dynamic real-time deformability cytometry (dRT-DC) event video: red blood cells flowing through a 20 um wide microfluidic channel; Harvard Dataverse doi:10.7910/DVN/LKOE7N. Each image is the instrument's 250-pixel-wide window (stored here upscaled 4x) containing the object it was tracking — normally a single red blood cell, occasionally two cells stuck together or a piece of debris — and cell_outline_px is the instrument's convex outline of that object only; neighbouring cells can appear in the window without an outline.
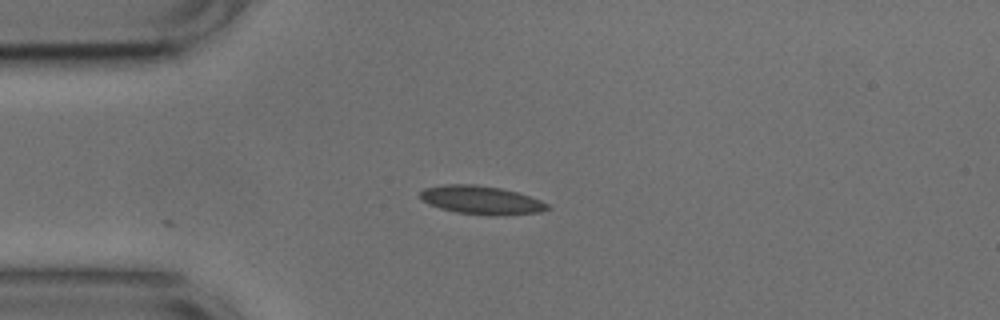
{"species": "common noctule bat (a hibernating species)", "species_latin": "Nyctalus noctula", "temperature_condition": "cold", "stored_images_in_passage": 3, "camera_frame_rate_fps": 3000, "um_per_image_px": 0.085, "animal": {"sex": "male", "body_mass_g": 17.9, "forearm_length_mm": 54.2}, "frame": {"image": 1, "passage_image": 1, "time_ms": 0.0, "image_size_px": [1000, 320], "cell_outline_px": [[552, 208], [540, 212], [504, 216], [492, 216], [456, 212], [440, 208], [428, 204], [420, 200], [416, 196], [424, 188], [444, 184], [476, 184], [500, 188], [516, 192], [540, 200], [548, 204]], "centroid_in_image_um": [40.87, 17.01], "position_along_channel_um": 44.1, "area_um2": 21.44}}